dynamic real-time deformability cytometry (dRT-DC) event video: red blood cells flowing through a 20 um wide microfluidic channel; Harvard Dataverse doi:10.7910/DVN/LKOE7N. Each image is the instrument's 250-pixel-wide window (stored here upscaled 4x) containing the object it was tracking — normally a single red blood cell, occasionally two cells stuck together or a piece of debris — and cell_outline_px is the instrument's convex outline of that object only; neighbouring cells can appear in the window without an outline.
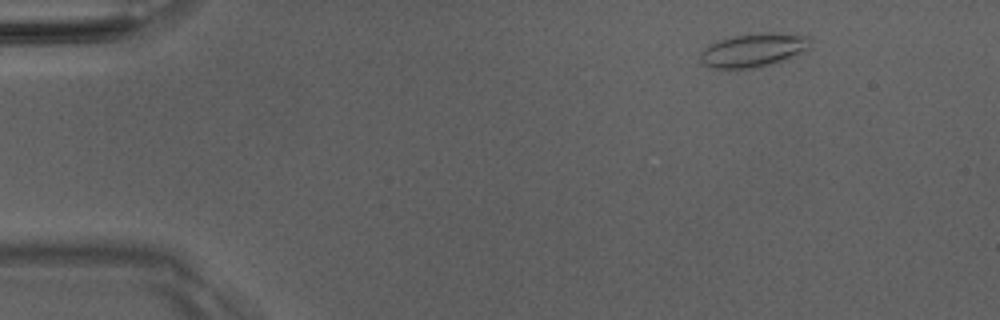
{"species": "Egyptian fruit bat (a non-hibernating species)", "species_latin": "Rousettus aegyptiacus", "temperature_condition": "room temperature", "stored_images_in_passage": 46, "camera_frame_rate_fps": 3000, "um_per_image_px": 0.085, "animal": {"sex": "male"}, "frame": {"image": 1, "passage_image": 1, "time_ms": 0.0, "image_size_px": [1000, 320], "cell_outline_px": [[812, 48], [796, 56], [756, 68], [708, 68], [700, 60], [700, 52], [708, 44], [720, 40], [736, 36], [760, 32], [772, 32], [812, 36]], "centroid_in_image_um": [64.11, 4.25], "position_along_channel_um": 20.9, "area_um2": 21.91}}
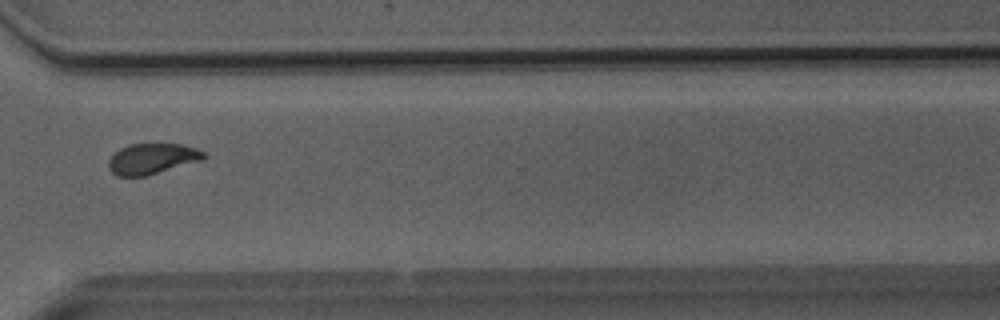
{"frame": {"image": 2, "passage_image": 33, "time_ms": 10.667, "image_size_px": [1000, 320], "cell_outline_px": [[208, 156], [204, 160], [144, 176], [116, 176], [108, 168], [108, 160], [120, 148], [128, 144], [180, 144], [196, 148], [204, 152]], "centroid_in_image_um": [12.95, 13.49], "position_along_channel_um": 357.7, "area_um2": 17.05}}
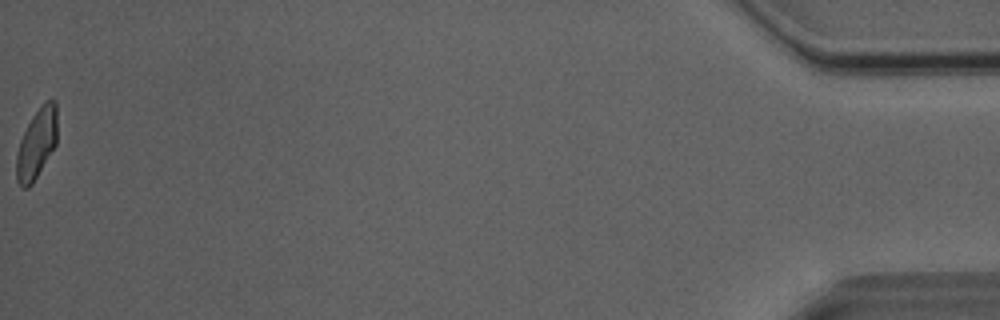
{"frame": {"image": 3, "passage_image": 46, "time_ms": 15.0, "image_size_px": [1000, 320], "cell_outline_px": [[56, 144], [32, 184], [28, 188], [20, 188], [16, 180], [16, 156], [20, 140], [32, 116], [44, 100], [56, 100]], "centroid_in_image_um": [3.09, 12.22], "position_along_channel_um": 432.1, "area_um2": 16.59}, "authors_computed_cell_mechanics": {"area_um2": 17.3978, "velocity_mm_per_s": 4.0401, "shape_relaxation_time_tau1_ms": 5.2123, "shape_relaxation_time_tau2_ms": 1.6335, "deformation_change_tau1": 0.1575, "deformation_change_tau2": 0.0707}}